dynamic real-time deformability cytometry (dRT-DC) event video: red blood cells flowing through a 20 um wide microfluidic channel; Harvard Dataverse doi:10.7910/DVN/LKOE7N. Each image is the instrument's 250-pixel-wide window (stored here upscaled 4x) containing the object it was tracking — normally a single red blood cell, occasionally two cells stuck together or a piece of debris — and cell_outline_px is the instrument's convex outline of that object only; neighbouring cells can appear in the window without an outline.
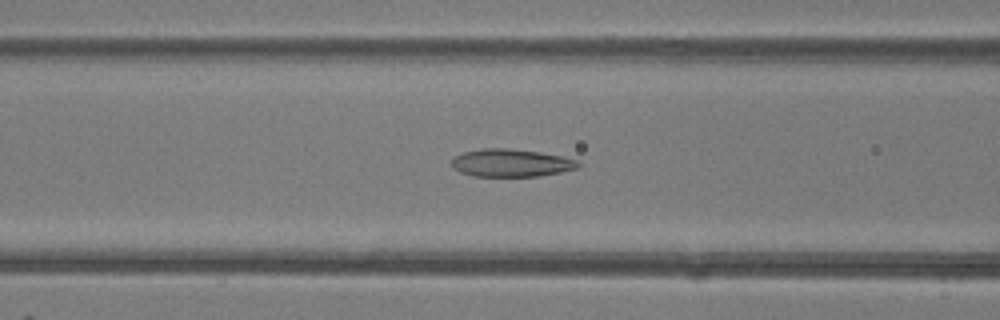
{"species": "common noctule bat (a hibernating species)", "species_latin": "Nyctalus noctula", "temperature_condition": "room temperature", "stored_images_in_passage": 47, "camera_frame_rate_fps": 3000, "um_per_image_px": 0.085, "animal": {"sex": "female"}, "frame": {"image": 1, "passage_image": 18, "time_ms": 5.667, "image_size_px": [1000, 320], "cell_outline_px": [[580, 164], [576, 168], [560, 172], [540, 176], [472, 176], [460, 172], [452, 168], [452, 160], [456, 156], [464, 152], [484, 148], [508, 148], [540, 152], [580, 160]], "centroid_in_image_um": [43.44, 13.85], "position_along_channel_um": 123.2, "area_um2": 20.4}}
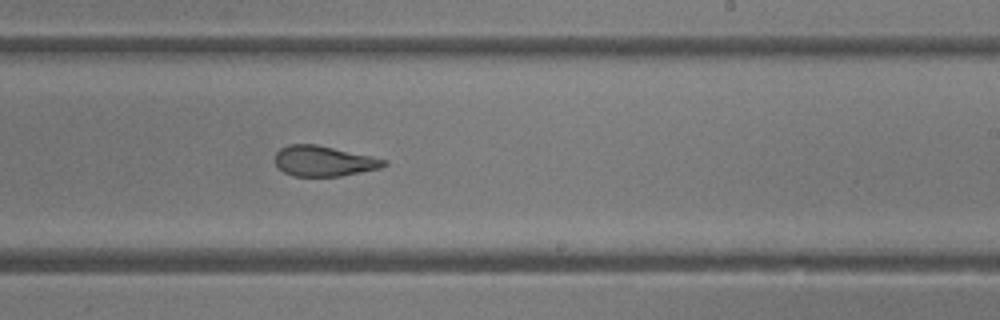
{"frame": {"image": 2, "passage_image": 28, "time_ms": 9.0, "image_size_px": [1000, 320], "cell_outline_px": [[388, 164], [380, 168], [340, 176], [292, 176], [284, 172], [276, 164], [276, 152], [280, 148], [288, 144], [316, 144], [388, 160]], "centroid_in_image_um": [27.51, 13.69], "position_along_channel_um": 261.5, "area_um2": 19.13}}
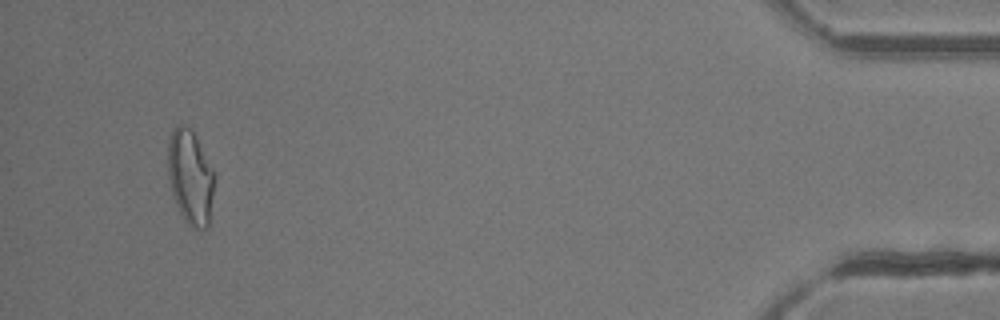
{"frame": {"image": 3, "passage_image": 45, "time_ms": 14.667, "image_size_px": [1000, 320], "cell_outline_px": [[216, 176], [208, 228], [192, 228], [184, 220], [176, 204], [172, 192], [168, 176], [168, 140], [172, 128], [176, 124], [184, 124], [192, 128], [216, 172]], "centroid_in_image_um": [16.2, 14.99], "position_along_channel_um": 419.0, "area_um2": 26.3}, "authors_computed_cell_mechanics": {"area_um2": 22.6576, "velocity_mm_per_s": 4.1498, "shape_relaxation_time_tau1_ms": null, "shape_relaxation_time_tau2_ms": 1.2527, "deformation_change_tau1": null, "deformation_change_tau2": 0.0927}}